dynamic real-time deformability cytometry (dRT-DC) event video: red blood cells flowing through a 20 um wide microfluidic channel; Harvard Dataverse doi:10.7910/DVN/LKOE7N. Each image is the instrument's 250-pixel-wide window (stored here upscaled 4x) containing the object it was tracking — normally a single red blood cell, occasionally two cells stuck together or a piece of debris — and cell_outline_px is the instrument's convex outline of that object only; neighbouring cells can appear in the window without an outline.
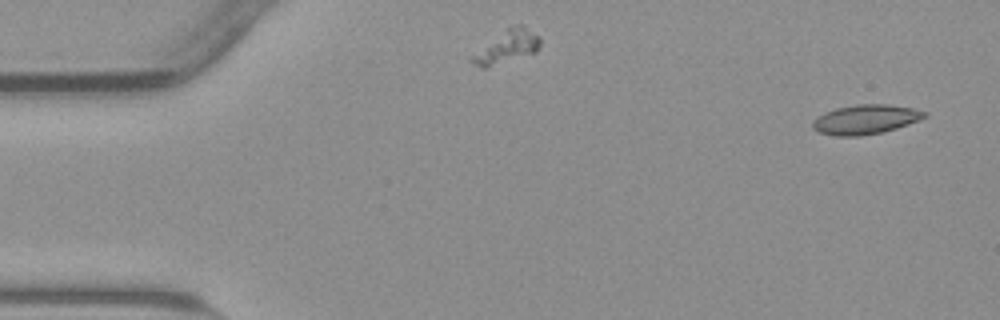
{"species": "common noctule bat (a hibernating species)", "species_latin": "Nyctalus noctula", "temperature_condition": "warm", "stored_images_in_passage": 39, "camera_frame_rate_fps": 3000, "um_per_image_px": 0.085, "animal": {"sex": "male", "body_mass_g": 23.1, "forearm_length_mm": 52.7}, "frame": {"image": 1, "passage_image": 1, "time_ms": 0.0, "image_size_px": [1000, 320], "cell_outline_px": [[928, 116], [908, 124], [896, 128], [880, 132], [860, 136], [836, 136], [820, 132], [812, 128], [812, 120], [824, 112], [836, 108], [856, 104], [888, 104], [912, 108], [928, 112]], "centroid_in_image_um": [73.56, 10.14], "position_along_channel_um": 11.4, "area_um2": 19.19}}
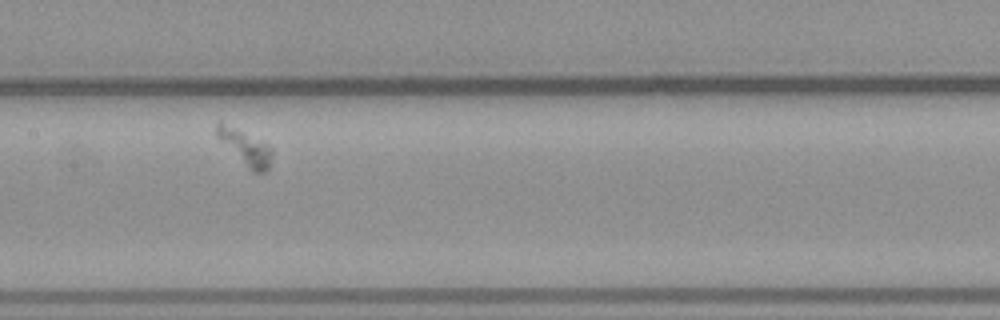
{"frame": {"image": 2, "passage_image": 16, "time_ms": 5.0, "image_size_px": [1000, 320], "cell_outline_px": [[272, 152], [268, 168], [264, 172], [252, 172], [216, 136], [216, 120], [220, 120], [264, 140], [272, 148]], "centroid_in_image_um": [20.84, 12.46], "position_along_channel_um": 186.6, "area_um2": 11.39}}
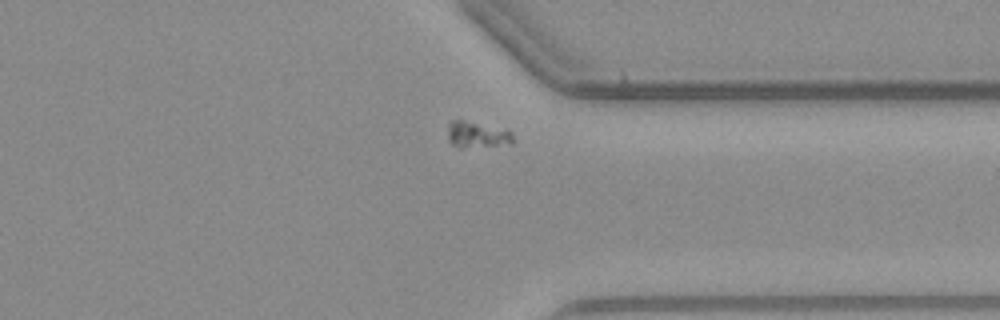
{"frame": {"image": 3, "passage_image": 32, "time_ms": 10.333, "image_size_px": [1000, 320], "cell_outline_px": [[516, 140], [512, 144], [464, 148], [460, 148], [452, 144], [448, 140], [448, 124], [452, 120], [464, 120], [508, 128], [512, 132]], "centroid_in_image_um": [40.63, 11.44], "position_along_channel_um": 370.8, "area_um2": 10.52}}